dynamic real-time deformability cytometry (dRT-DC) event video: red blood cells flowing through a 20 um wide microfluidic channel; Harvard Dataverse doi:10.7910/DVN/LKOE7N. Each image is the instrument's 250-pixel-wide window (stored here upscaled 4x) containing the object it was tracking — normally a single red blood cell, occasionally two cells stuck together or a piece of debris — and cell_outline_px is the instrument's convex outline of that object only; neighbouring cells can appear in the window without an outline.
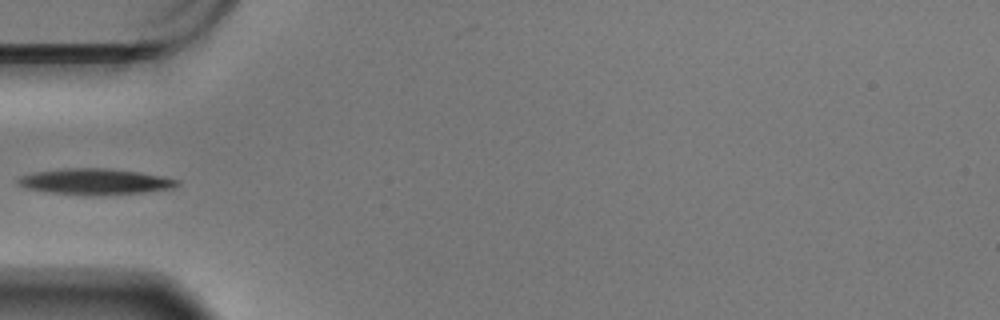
{"species": "Egyptian fruit bat (a non-hibernating species)", "species_latin": "Rousettus aegyptiacus", "temperature_condition": "warm", "stored_images_in_passage": 40, "camera_frame_rate_fps": 3000, "um_per_image_px": 0.085, "animal": {"sex": "male"}, "frame": {"image": 1, "passage_image": 1, "time_ms": 0.0, "image_size_px": [1000, 320], "cell_outline_px": [[180, 184], [172, 188], [144, 192], [96, 196], [84, 196], [48, 192], [24, 188], [16, 184], [16, 180], [20, 176], [32, 172], [60, 168], [104, 168], [140, 172], [180, 180]], "centroid_in_image_um": [8.01, 15.44], "position_along_channel_um": 77.0, "area_um2": 24.51}}
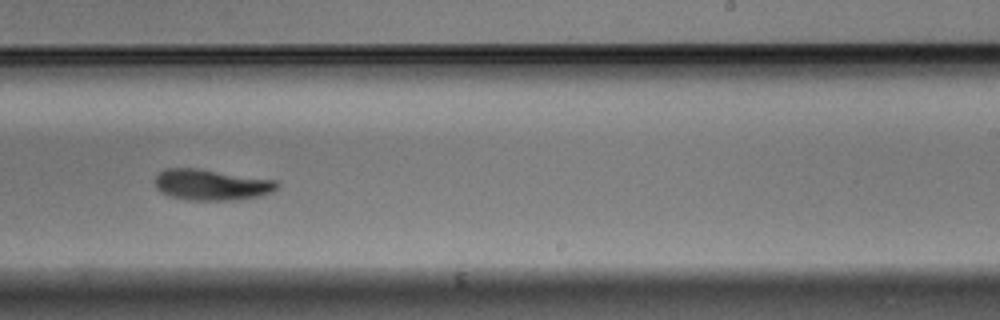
{"frame": {"image": 2, "passage_image": 18, "time_ms": 5.667, "image_size_px": [1000, 320], "cell_outline_px": [[280, 184], [272, 192], [260, 196], [236, 200], [188, 200], [168, 196], [160, 192], [156, 188], [156, 176], [164, 168], [200, 168], [276, 180]], "centroid_in_image_um": [17.97, 15.7], "position_along_channel_um": 271.0, "area_um2": 22.25}}
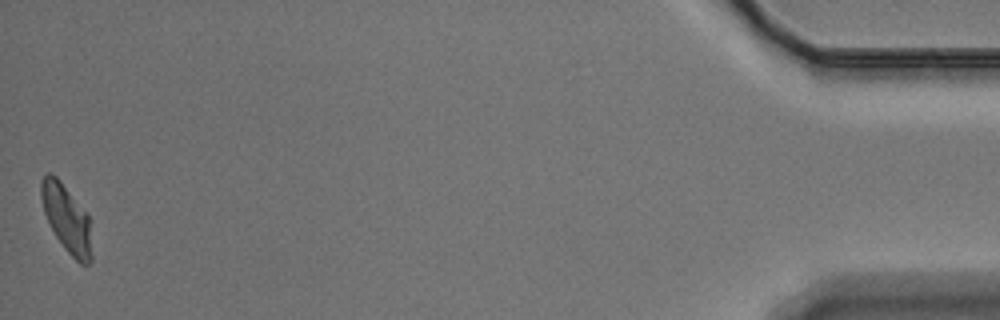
{"frame": {"image": 3, "passage_image": 40, "time_ms": 13.0, "image_size_px": [1000, 320], "cell_outline_px": [[92, 260], [88, 264], [80, 264], [64, 248], [56, 236], [44, 212], [40, 196], [40, 180], [48, 172], [56, 176], [60, 180], [88, 216], [92, 256]], "centroid_in_image_um": [5.64, 18.57], "position_along_channel_um": 429.6, "area_um2": 19.48}}